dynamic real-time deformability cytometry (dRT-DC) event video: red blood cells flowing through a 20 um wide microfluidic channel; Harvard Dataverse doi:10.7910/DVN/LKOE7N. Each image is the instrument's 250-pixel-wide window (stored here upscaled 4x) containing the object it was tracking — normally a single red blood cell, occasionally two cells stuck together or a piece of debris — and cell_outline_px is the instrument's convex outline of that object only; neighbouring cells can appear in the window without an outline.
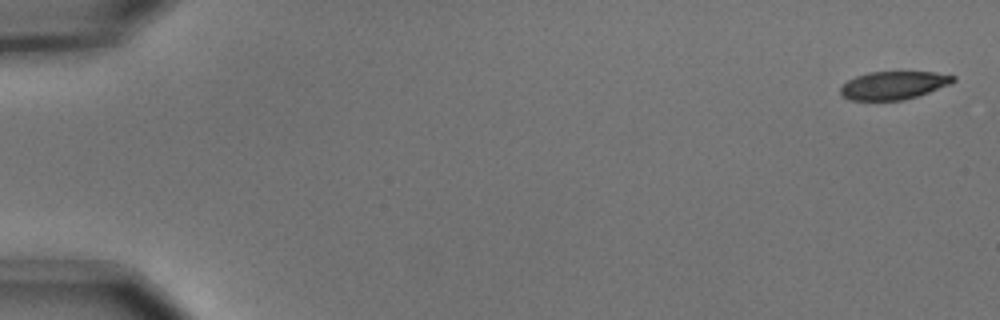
{"species": "common noctule bat (a hibernating species)", "species_latin": "Nyctalus noctula", "temperature_condition": "cold", "stored_images_in_passage": 7, "camera_frame_rate_fps": 3000, "um_per_image_px": 0.085, "animal": {"sex": "male", "body_mass_g": 15.6}, "frame": {"image": 1, "passage_image": 1, "time_ms": 0.0, "image_size_px": [1000, 320], "cell_outline_px": [[956, 80], [952, 84], [904, 100], [848, 100], [840, 92], [840, 88], [848, 80], [856, 76], [868, 72], [936, 72], [956, 76]], "centroid_in_image_um": [75.98, 7.24], "position_along_channel_um": 9.0, "area_um2": 18.44}}
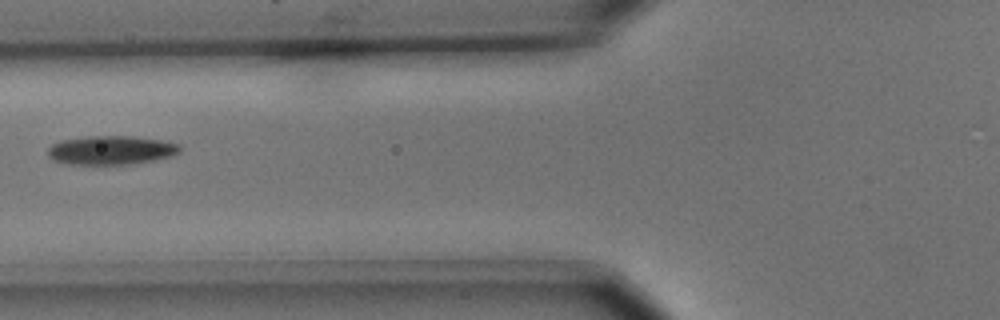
{"frame": {"image": 2, "passage_image": 7, "time_ms": 2.0, "image_size_px": [1000, 320], "cell_outline_px": [[180, 152], [172, 156], [156, 160], [128, 164], [64, 164], [52, 160], [48, 156], [48, 148], [52, 144], [60, 140], [88, 136], [132, 136], [160, 140], [180, 144]], "centroid_in_image_um": [9.42, 12.77], "position_along_channel_um": 116.4, "area_um2": 22.37}}